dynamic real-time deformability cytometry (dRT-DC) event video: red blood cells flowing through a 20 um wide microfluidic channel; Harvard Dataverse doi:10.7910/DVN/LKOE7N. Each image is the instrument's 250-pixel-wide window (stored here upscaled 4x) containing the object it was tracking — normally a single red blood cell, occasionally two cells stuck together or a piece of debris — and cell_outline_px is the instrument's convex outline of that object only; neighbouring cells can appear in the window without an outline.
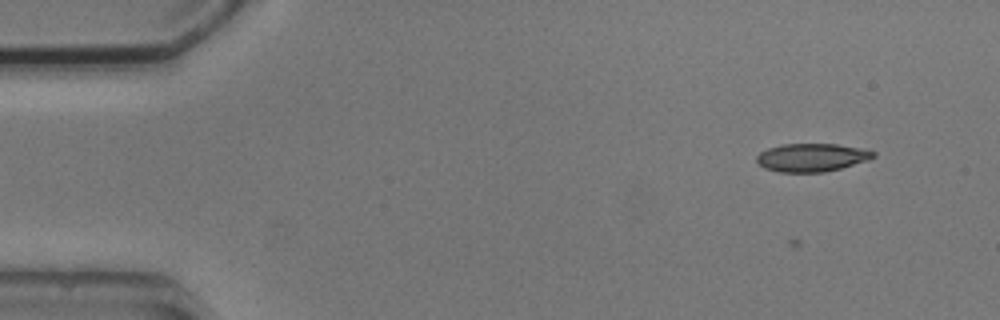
{"species": "common noctule bat (a hibernating species)", "species_latin": "Nyctalus noctula", "temperature_condition": "cold", "stored_images_in_passage": 4, "camera_frame_rate_fps": 3000, "um_per_image_px": 0.085, "animal": {"sex": "male", "body_mass_g": 20.5, "forearm_length_mm": 52.5}, "frame": {"image": 1, "passage_image": 1, "time_ms": 0.0, "image_size_px": [1000, 320], "cell_outline_px": [[876, 156], [868, 160], [840, 168], [824, 172], [780, 172], [764, 168], [756, 160], [756, 156], [760, 152], [768, 148], [784, 144], [836, 144], [868, 148], [876, 152]], "centroid_in_image_um": [69.04, 13.37], "position_along_channel_um": 16.0, "area_um2": 19.25}}
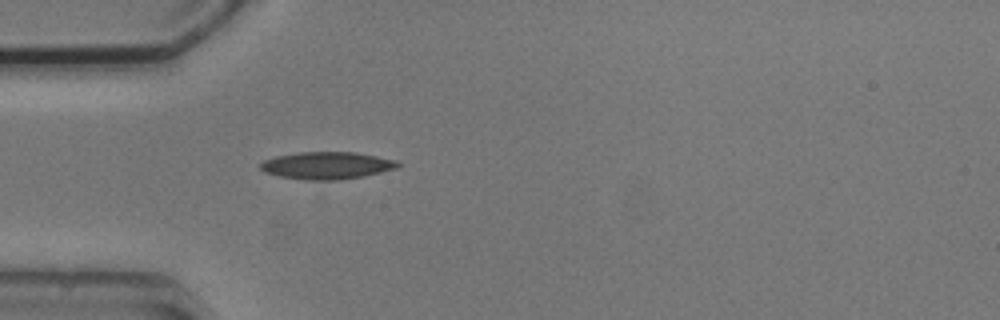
{"frame": {"image": 2, "passage_image": 4, "time_ms": 3.667, "image_size_px": [1000, 320], "cell_outline_px": [[400, 164], [396, 168], [364, 176], [336, 180], [304, 180], [280, 176], [264, 172], [260, 168], [260, 164], [264, 160], [276, 156], [300, 152], [356, 152], [396, 160]], "centroid_in_image_um": [27.76, 14.06], "position_along_channel_um": 57.2, "area_um2": 21.73}}